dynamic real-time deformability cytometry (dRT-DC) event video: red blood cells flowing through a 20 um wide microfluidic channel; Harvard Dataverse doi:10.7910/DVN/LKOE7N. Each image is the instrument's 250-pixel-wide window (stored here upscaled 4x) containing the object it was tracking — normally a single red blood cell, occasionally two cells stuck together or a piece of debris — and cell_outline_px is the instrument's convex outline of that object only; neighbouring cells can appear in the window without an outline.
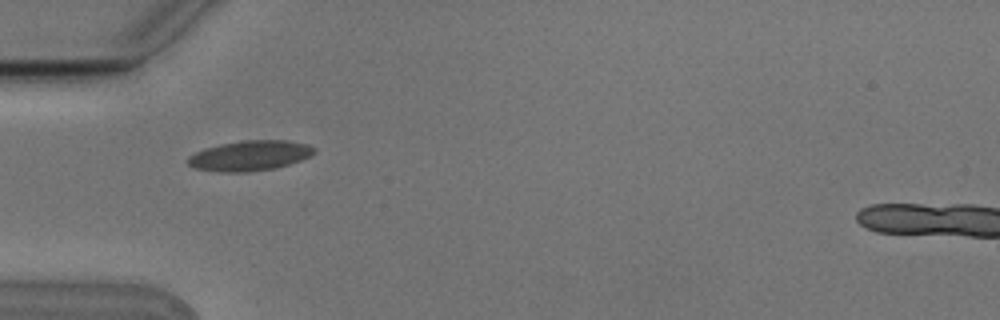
{"species": "Egyptian fruit bat (a non-hibernating species)", "species_latin": "Rousettus aegyptiacus", "temperature_condition": "cold", "stored_images_in_passage": 5, "camera_frame_rate_fps": 3000, "um_per_image_px": 0.085, "animal": {"sex": "male"}, "frame": {"image": 1, "passage_image": 1, "time_ms": 0.0, "image_size_px": [1000, 320], "cell_outline_px": [[316, 152], [312, 156], [288, 164], [272, 168], [248, 172], [220, 172], [192, 168], [184, 160], [188, 156], [204, 148], [220, 144], [244, 140], [284, 140], [308, 144], [316, 148]], "centroid_in_image_um": [21.2, 13.23], "position_along_channel_um": 63.8, "area_um2": 22.37}}
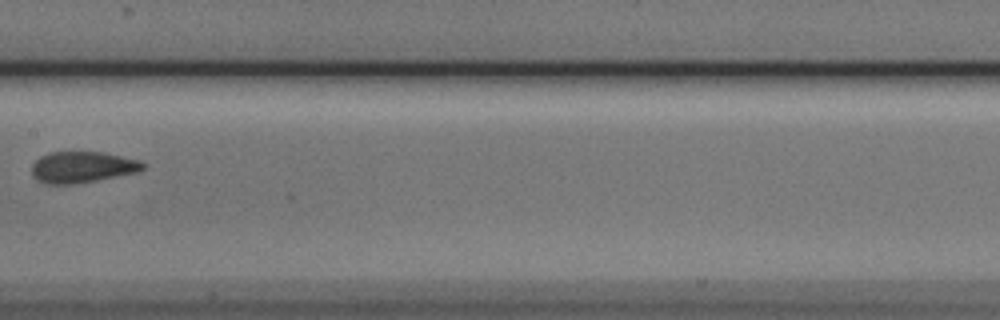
{"frame": {"image": 2, "passage_image": 4, "time_ms": 1.0, "image_size_px": [1000, 320], "cell_outline_px": [[144, 168], [140, 172], [96, 180], [72, 184], [48, 184], [32, 176], [32, 164], [40, 156], [48, 152], [104, 152], [140, 160], [144, 164]], "centroid_in_image_um": [7.01, 14.19], "position_along_channel_um": 200.4, "area_um2": 20.23}}
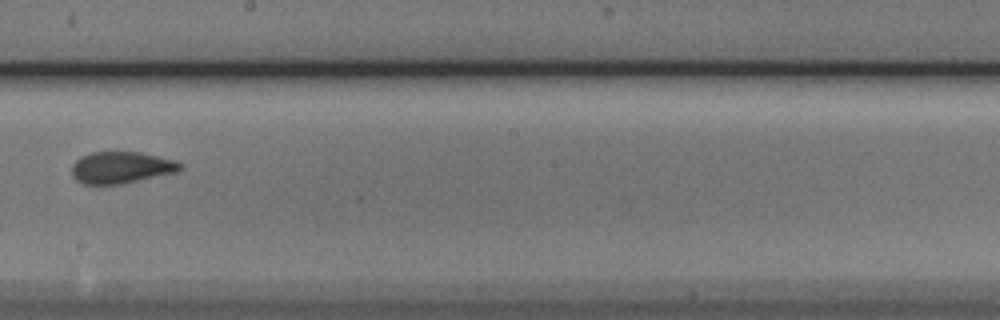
{"frame": {"image": 3, "passage_image": 5, "time_ms": 1.333, "image_size_px": [1000, 320], "cell_outline_px": [[180, 168], [176, 172], [120, 184], [84, 184], [76, 180], [72, 176], [72, 164], [80, 156], [92, 152], [140, 152], [176, 160], [180, 164]], "centroid_in_image_um": [10.25, 14.23], "position_along_channel_um": 237.9, "area_um2": 19.88}}